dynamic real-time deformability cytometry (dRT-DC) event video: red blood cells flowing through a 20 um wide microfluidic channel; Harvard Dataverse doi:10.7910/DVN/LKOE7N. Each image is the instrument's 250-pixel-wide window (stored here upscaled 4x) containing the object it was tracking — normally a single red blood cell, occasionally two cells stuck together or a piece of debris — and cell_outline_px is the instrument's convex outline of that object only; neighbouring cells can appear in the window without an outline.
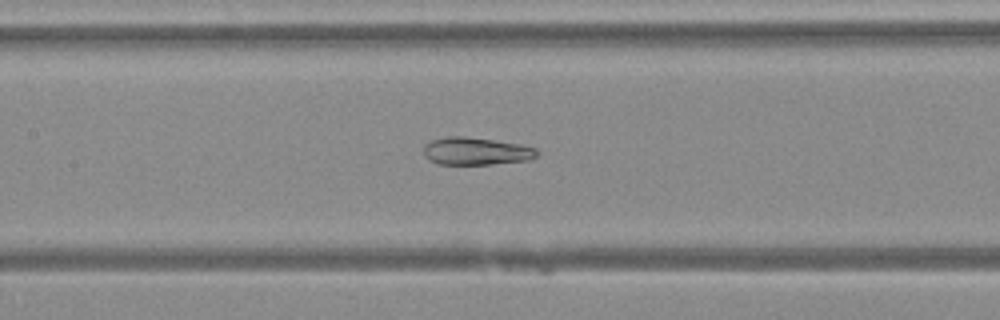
{"species": "Egyptian fruit bat (a non-hibernating species)", "species_latin": "Rousettus aegyptiacus", "temperature_condition": "warm", "stored_images_in_passage": 40, "camera_frame_rate_fps": 3000, "um_per_image_px": 0.085, "animal": {"sex": "female"}, "frame": {"image": 1, "passage_image": 19, "time_ms": 6.0, "image_size_px": [1000, 320], "cell_outline_px": [[540, 152], [536, 156], [528, 160], [492, 164], [440, 164], [428, 160], [424, 156], [424, 144], [432, 140], [448, 136], [464, 136], [520, 144], [536, 148]], "centroid_in_image_um": [40.45, 12.85], "position_along_channel_um": 167.0, "area_um2": 18.21}}
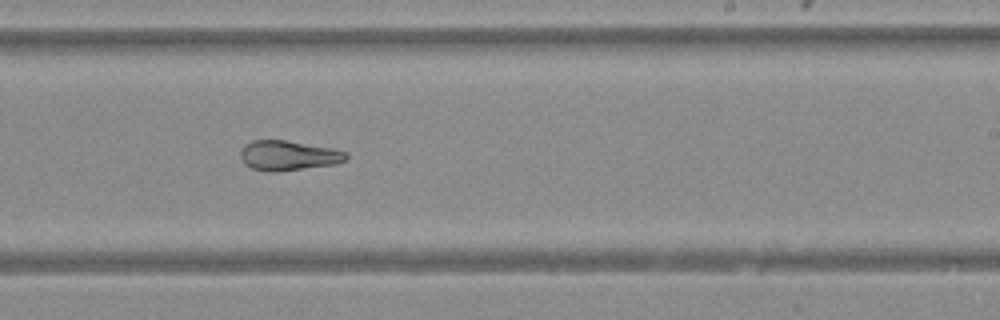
{"frame": {"image": 2, "passage_image": 26, "time_ms": 8.333, "image_size_px": [1000, 320], "cell_outline_px": [[348, 156], [344, 160], [336, 164], [276, 172], [268, 172], [252, 168], [244, 164], [240, 156], [240, 152], [244, 144], [252, 140], [284, 140], [332, 148], [344, 152]], "centroid_in_image_um": [24.45, 13.22], "position_along_channel_um": 264.5, "area_um2": 18.32}}
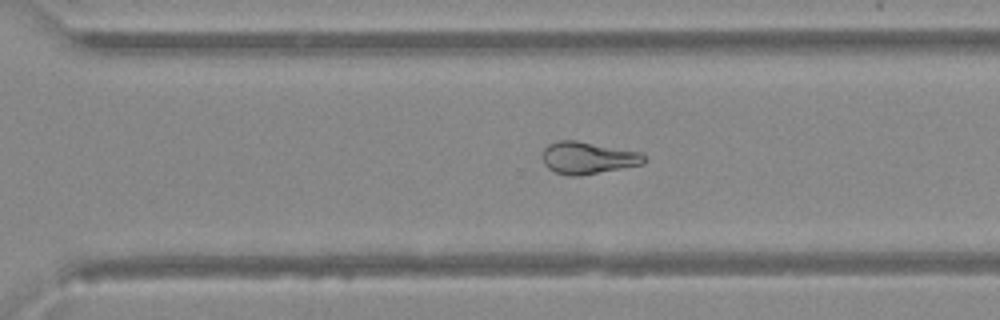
{"frame": {"image": 3, "passage_image": 30, "time_ms": 9.667, "image_size_px": [1000, 320], "cell_outline_px": [[644, 164], [580, 176], [568, 176], [556, 172], [548, 168], [544, 164], [540, 156], [544, 148], [548, 144], [556, 140], [576, 140], [640, 152], [644, 156]], "centroid_in_image_um": [49.91, 13.42], "position_along_channel_um": 320.7, "area_um2": 19.19}}